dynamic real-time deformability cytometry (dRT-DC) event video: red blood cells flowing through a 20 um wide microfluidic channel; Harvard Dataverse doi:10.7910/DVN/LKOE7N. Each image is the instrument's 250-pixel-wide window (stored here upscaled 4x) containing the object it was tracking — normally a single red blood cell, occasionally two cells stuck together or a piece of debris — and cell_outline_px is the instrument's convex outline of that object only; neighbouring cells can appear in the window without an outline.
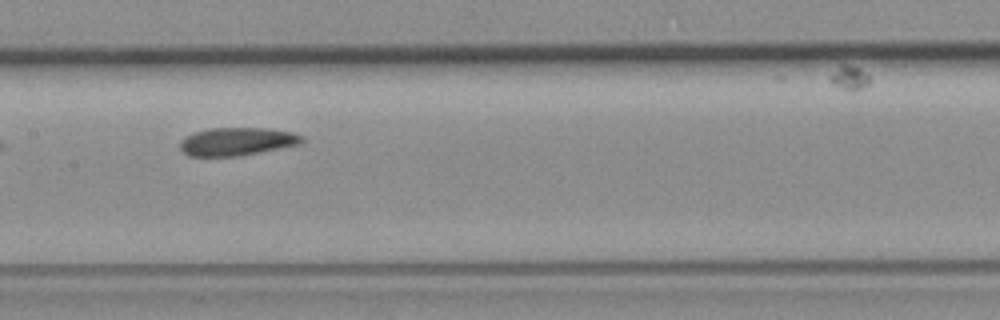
{"species": "common noctule bat (a hibernating species)", "species_latin": "Nyctalus noctula", "temperature_condition": "room temperature", "stored_images_in_passage": 7, "camera_frame_rate_fps": 3000, "um_per_image_px": 0.085, "animal": {"sex": "female", "body_mass_g": 19.3, "forearm_length_mm": 54.1}, "frame": {"image": 1, "passage_image": 4, "time_ms": 4.333, "image_size_px": [1000, 320], "cell_outline_px": [[304, 140], [300, 144], [240, 156], [188, 156], [180, 148], [180, 140], [184, 136], [208, 128], [268, 128], [292, 132], [300, 136]], "centroid_in_image_um": [20.11, 12.03], "position_along_channel_um": 187.3, "area_um2": 19.88}}
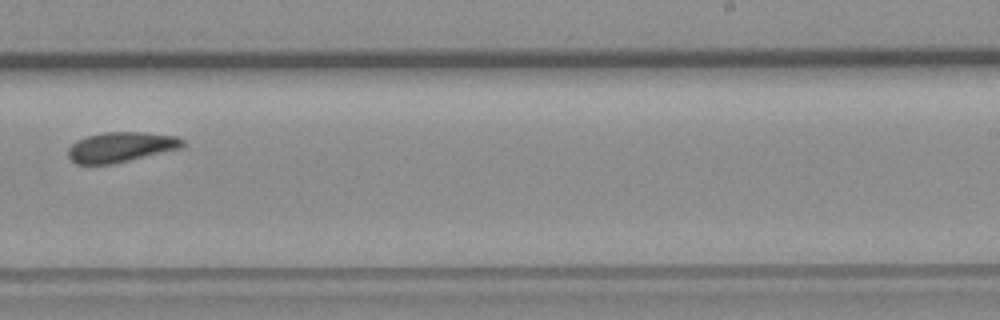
{"frame": {"image": 2, "passage_image": 6, "time_ms": 6.667, "image_size_px": [1000, 320], "cell_outline_px": [[184, 148], [112, 164], [76, 164], [68, 156], [68, 148], [76, 140], [88, 136], [104, 132], [144, 132], [176, 136], [184, 140]], "centroid_in_image_um": [10.3, 12.5], "position_along_channel_um": 278.7, "area_um2": 20.17}}
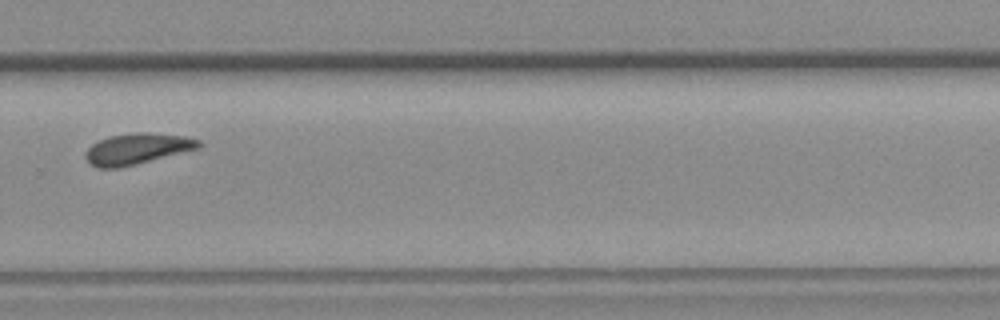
{"frame": {"image": 3, "passage_image": 7, "time_ms": 7.667, "image_size_px": [1000, 320], "cell_outline_px": [[204, 144], [200, 148], [136, 164], [116, 168], [96, 168], [84, 156], [84, 152], [92, 144], [108, 136], [136, 132], [148, 132], [184, 136], [200, 140]], "centroid_in_image_um": [11.67, 12.64], "position_along_channel_um": 318.1, "area_um2": 20.46}}